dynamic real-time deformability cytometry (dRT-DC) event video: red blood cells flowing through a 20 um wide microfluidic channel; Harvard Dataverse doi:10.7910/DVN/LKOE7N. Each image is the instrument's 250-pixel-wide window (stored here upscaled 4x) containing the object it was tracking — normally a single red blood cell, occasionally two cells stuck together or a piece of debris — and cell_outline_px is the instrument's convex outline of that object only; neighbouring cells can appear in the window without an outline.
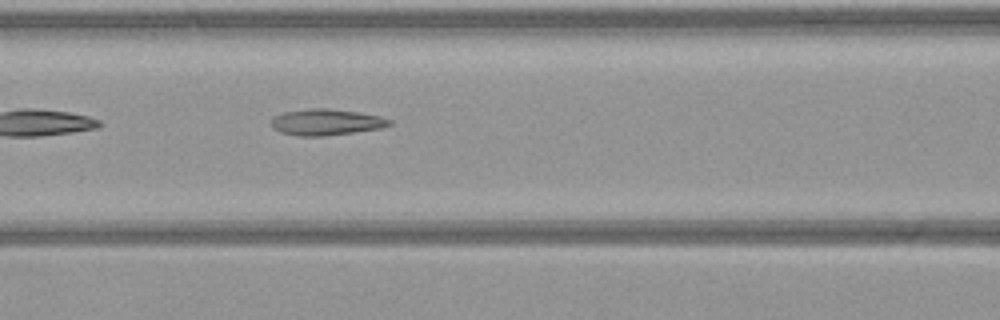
{"species": "common noctule bat (a hibernating species)", "species_latin": "Nyctalus noctula", "temperature_condition": "warm", "stored_images_in_passage": 23, "camera_frame_rate_fps": 3000, "um_per_image_px": 0.085, "animal": {"sex": "female", "body_mass_g": 21.9}, "frame": {"image": 1, "passage_image": 7, "time_ms": 2.0, "image_size_px": [1000, 320], "cell_outline_px": [[392, 124], [380, 128], [324, 136], [296, 136], [280, 132], [272, 128], [272, 120], [276, 116], [284, 112], [308, 108], [328, 108], [356, 112], [380, 116], [392, 120]], "centroid_in_image_um": [27.71, 10.38], "position_along_channel_um": 138.9, "area_um2": 17.92}}
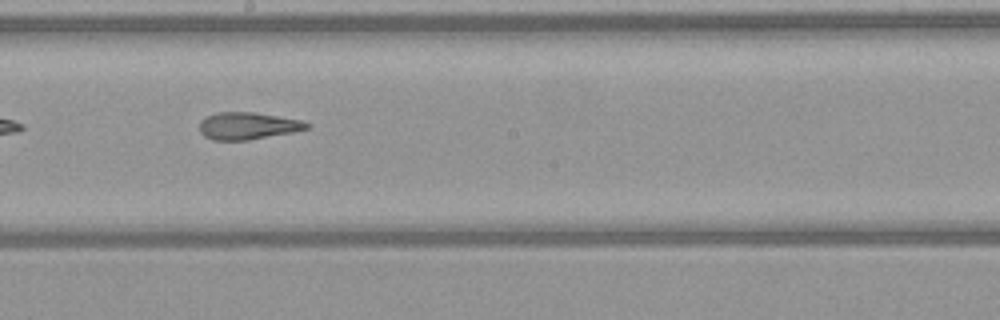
{"frame": {"image": 2, "passage_image": 14, "time_ms": 4.333, "image_size_px": [1000, 320], "cell_outline_px": [[308, 128], [292, 132], [248, 140], [212, 140], [204, 136], [200, 132], [200, 120], [216, 112], [256, 112], [300, 120], [308, 124]], "centroid_in_image_um": [21.01, 10.69], "position_along_channel_um": 227.2, "area_um2": 16.82}}
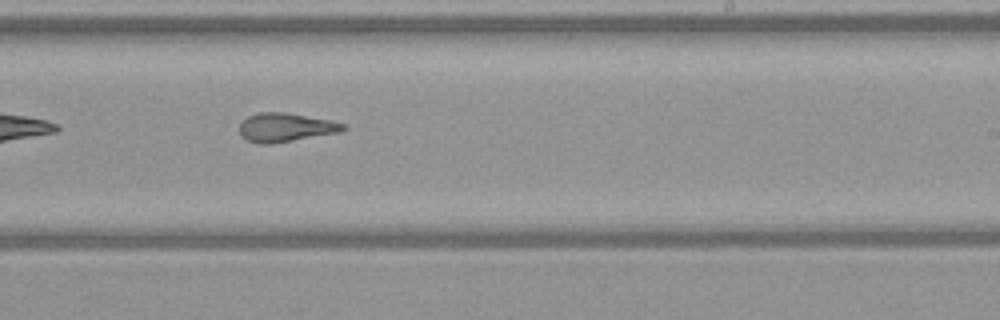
{"frame": {"image": 3, "passage_image": 17, "time_ms": 5.333, "image_size_px": [1000, 320], "cell_outline_px": [[348, 128], [340, 132], [272, 144], [260, 144], [244, 140], [240, 136], [240, 124], [248, 116], [260, 112], [284, 112], [328, 120], [344, 124]], "centroid_in_image_um": [24.23, 10.85], "position_along_channel_um": 264.8, "area_um2": 17.34}}